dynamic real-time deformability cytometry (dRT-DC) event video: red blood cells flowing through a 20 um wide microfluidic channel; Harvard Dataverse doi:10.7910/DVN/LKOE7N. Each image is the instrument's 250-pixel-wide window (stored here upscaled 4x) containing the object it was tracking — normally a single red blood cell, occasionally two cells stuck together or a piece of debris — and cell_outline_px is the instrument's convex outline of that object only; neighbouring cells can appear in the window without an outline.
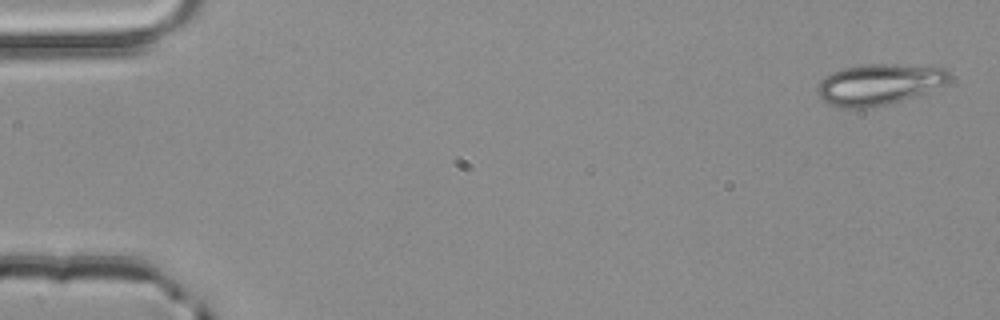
{"species": "common noctule bat (a hibernating species)", "species_latin": "Nyctalus noctula", "temperature_condition": "room temperature", "stored_images_in_passage": 3, "camera_frame_rate_fps": 3000, "um_per_image_px": 0.085, "animal": {"sex": "male", "body_mass_g": 20.4}, "frame": {"image": 1, "passage_image": 1, "time_ms": 0.0, "image_size_px": [1000, 320], "cell_outline_px": [[952, 76], [944, 84], [924, 92], [888, 104], [868, 108], [840, 108], [824, 100], [816, 92], [816, 88], [820, 80], [824, 76], [832, 72], [844, 68], [864, 64], [892, 64], [944, 68]], "centroid_in_image_um": [74.65, 7.16], "position_along_channel_um": 10.3, "area_um2": 31.1}}